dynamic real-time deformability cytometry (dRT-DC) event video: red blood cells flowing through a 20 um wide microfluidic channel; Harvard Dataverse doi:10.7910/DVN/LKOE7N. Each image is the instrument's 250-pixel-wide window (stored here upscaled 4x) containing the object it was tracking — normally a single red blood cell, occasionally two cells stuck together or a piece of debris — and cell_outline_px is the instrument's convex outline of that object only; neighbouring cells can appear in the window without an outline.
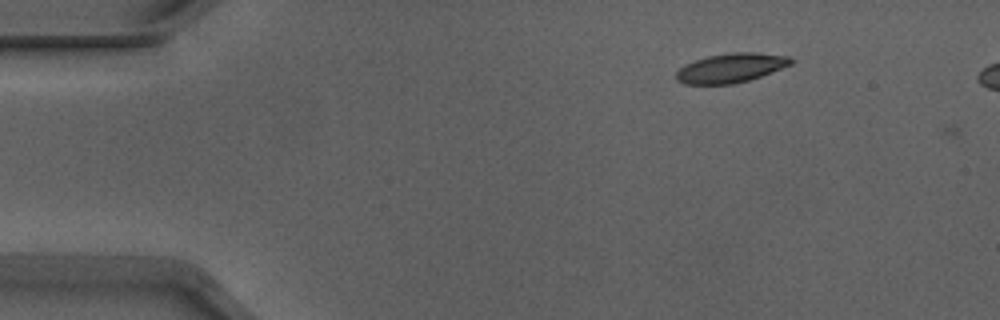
{"species": "Egyptian fruit bat (a non-hibernating species)", "species_latin": "Rousettus aegyptiacus", "temperature_condition": "warm", "stored_images_in_passage": 5, "camera_frame_rate_fps": 3000, "um_per_image_px": 0.085, "animal": {"sex": "male"}, "frame": {"image": 1, "passage_image": 1, "time_ms": 0.0, "image_size_px": [1000, 320], "cell_outline_px": [[796, 60], [792, 64], [760, 76], [748, 80], [732, 84], [684, 84], [676, 80], [676, 72], [684, 64], [708, 56], [732, 52], [756, 52], [792, 56]], "centroid_in_image_um": [62.15, 5.76], "position_along_channel_um": 22.8, "area_um2": 19.65}}